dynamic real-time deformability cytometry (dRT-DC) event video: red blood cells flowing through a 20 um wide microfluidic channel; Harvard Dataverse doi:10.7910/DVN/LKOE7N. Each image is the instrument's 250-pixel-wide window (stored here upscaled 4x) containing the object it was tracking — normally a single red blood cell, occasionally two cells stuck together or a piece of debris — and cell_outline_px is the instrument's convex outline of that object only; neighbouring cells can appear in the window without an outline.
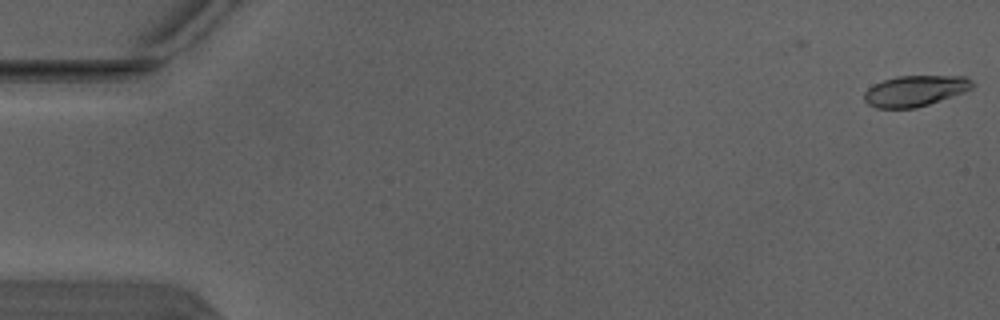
{"species": "Egyptian fruit bat (a non-hibernating species)", "species_latin": "Rousettus aegyptiacus", "temperature_condition": "warm", "stored_images_in_passage": 2, "camera_frame_rate_fps": 3000, "um_per_image_px": 0.085, "animal": {"sex": "male"}, "frame": {"image": 1, "passage_image": 2, "time_ms": 0.333, "image_size_px": [1000, 320], "cell_outline_px": [[976, 84], [972, 88], [964, 92], [916, 108], [876, 108], [868, 104], [864, 100], [864, 92], [868, 88], [884, 80], [896, 76], [964, 76], [972, 80]], "centroid_in_image_um": [77.79, 7.72], "position_along_channel_um": 7.2, "area_um2": 19.36}}